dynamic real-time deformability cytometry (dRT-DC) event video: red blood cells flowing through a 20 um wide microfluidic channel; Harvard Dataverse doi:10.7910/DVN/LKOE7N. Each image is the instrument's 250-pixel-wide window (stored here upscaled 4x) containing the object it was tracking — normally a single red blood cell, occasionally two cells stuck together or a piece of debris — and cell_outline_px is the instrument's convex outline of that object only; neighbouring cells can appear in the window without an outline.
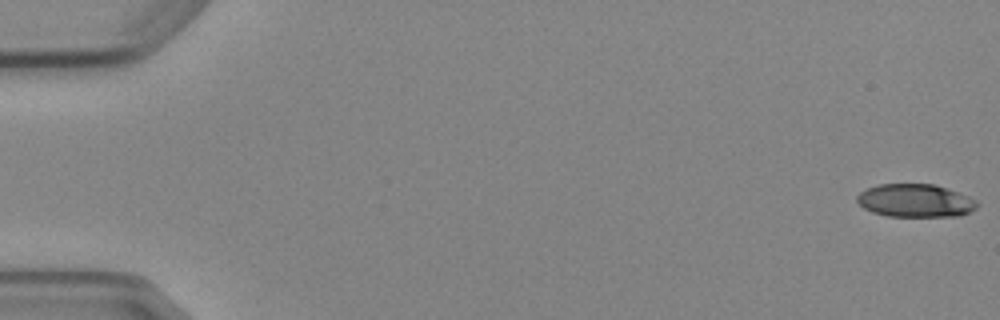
{"species": "Egyptian fruit bat (a non-hibernating species)", "species_latin": "Rousettus aegyptiacus", "temperature_condition": "cold", "stored_images_in_passage": 6, "camera_frame_rate_fps": 3000, "um_per_image_px": 0.085, "animal": {"sex": "female"}, "frame": {"image": 1, "passage_image": 1, "time_ms": 0.0, "image_size_px": [1000, 320], "cell_outline_px": [[976, 208], [960, 216], [888, 216], [872, 212], [864, 208], [856, 200], [856, 196], [860, 192], [868, 188], [880, 184], [932, 184], [968, 196], [976, 200]], "centroid_in_image_um": [77.76, 17.06], "position_along_channel_um": 7.2, "area_um2": 22.83}}
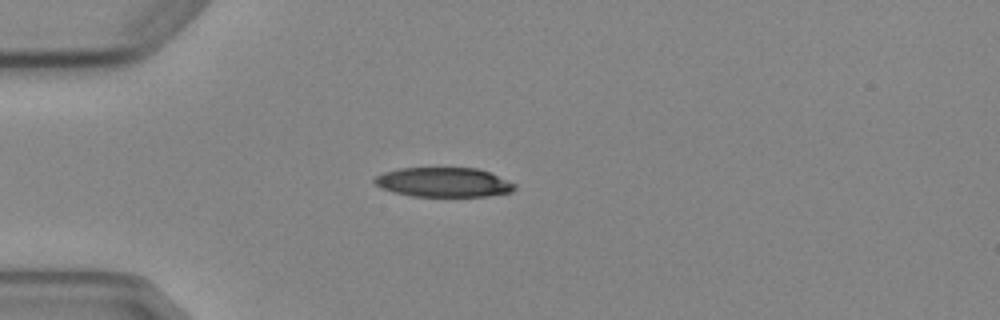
{"frame": {"image": 2, "passage_image": 5, "time_ms": 4.667, "image_size_px": [1000, 320], "cell_outline_px": [[516, 188], [512, 192], [488, 196], [412, 196], [392, 192], [380, 188], [372, 180], [376, 176], [384, 172], [400, 168], [476, 168], [488, 172], [516, 184]], "centroid_in_image_um": [37.68, 15.5], "position_along_channel_um": 47.3, "area_um2": 24.04}}